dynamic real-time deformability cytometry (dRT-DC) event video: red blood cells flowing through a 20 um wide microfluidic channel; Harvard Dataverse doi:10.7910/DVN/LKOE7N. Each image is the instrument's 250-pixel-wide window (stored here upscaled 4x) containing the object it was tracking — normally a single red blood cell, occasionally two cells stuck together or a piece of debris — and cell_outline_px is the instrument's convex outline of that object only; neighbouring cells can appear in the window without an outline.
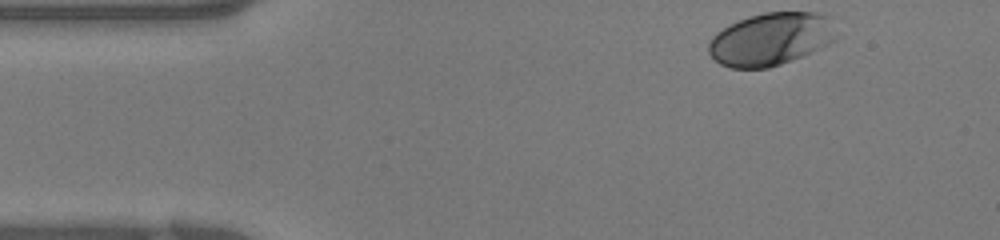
{"species": "human", "species_latin": "Homo sapiens", "temperature_condition": "warm", "stored_images_in_passage": 31, "camera_frame_rate_fps": 3000, "um_per_image_px": 0.085, "donor": {"sex": "female"}, "frame": {"image": 1, "passage_image": 1, "time_ms": 0.0, "image_size_px": [1000, 240], "cell_outline_px": [[836, 40], [812, 52], [780, 64], [768, 68], [728, 68], [720, 64], [708, 52], [708, 44], [712, 36], [716, 32], [748, 16], [764, 12], [820, 12], [832, 16], [836, 36]], "centroid_in_image_um": [65.55, 3.31], "position_along_channel_um": 19.4, "area_um2": 39.48}}
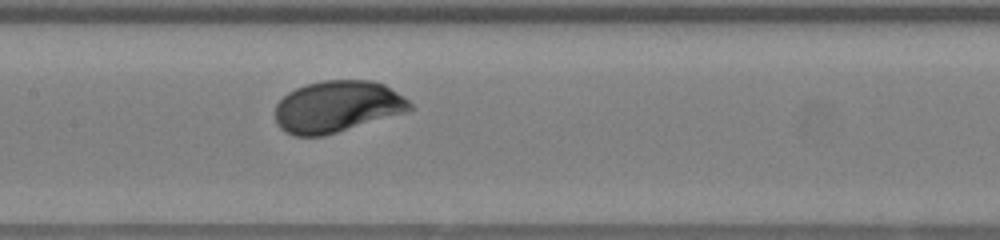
{"frame": {"image": 2, "passage_image": 15, "time_ms": 4.667, "image_size_px": [1000, 240], "cell_outline_px": [[412, 108], [404, 112], [324, 136], [292, 136], [284, 132], [276, 124], [276, 104], [288, 92], [304, 84], [324, 80], [372, 80], [384, 84], [404, 96], [412, 104]], "centroid_in_image_um": [28.62, 9.06], "position_along_channel_um": 178.8, "area_um2": 40.46}}
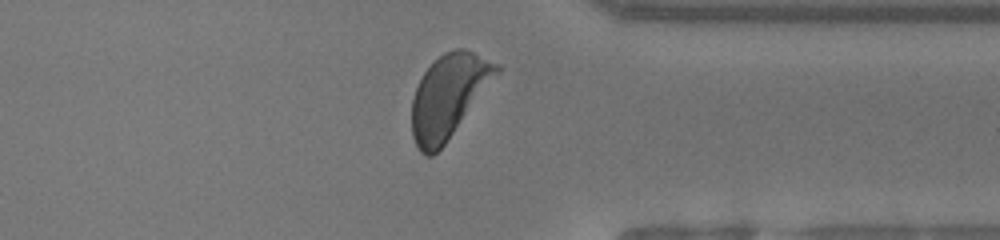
{"frame": {"image": 3, "passage_image": 27, "time_ms": 8.667, "image_size_px": [1000, 240], "cell_outline_px": [[504, 68], [444, 144], [432, 156], [424, 156], [416, 148], [412, 136], [412, 100], [416, 88], [424, 72], [444, 52], [456, 48], [464, 48], [500, 64]], "centroid_in_image_um": [38.15, 8.16], "position_along_channel_um": 373.2, "area_um2": 40.98}}